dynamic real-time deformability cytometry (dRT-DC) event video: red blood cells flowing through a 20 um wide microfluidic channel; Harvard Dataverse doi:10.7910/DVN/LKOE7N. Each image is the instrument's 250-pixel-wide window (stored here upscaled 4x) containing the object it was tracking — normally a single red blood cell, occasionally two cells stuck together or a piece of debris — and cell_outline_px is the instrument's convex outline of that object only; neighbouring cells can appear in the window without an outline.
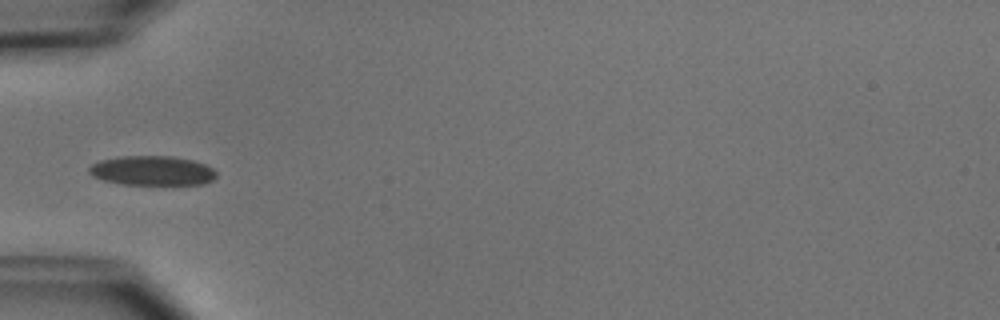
{"species": "common noctule bat (a hibernating species)", "species_latin": "Nyctalus noctula", "temperature_condition": "cold", "stored_images_in_passage": 4, "camera_frame_rate_fps": 3000, "um_per_image_px": 0.085, "animal": {"sex": "male", "body_mass_g": 15.6}, "frame": {"image": 1, "passage_image": 4, "time_ms": 4.333, "image_size_px": [1000, 320], "cell_outline_px": [[216, 176], [212, 180], [200, 184], [124, 184], [104, 180], [92, 176], [88, 172], [88, 168], [92, 164], [100, 160], [120, 156], [172, 156], [192, 160], [204, 164], [212, 168], [216, 172]], "centroid_in_image_um": [12.91, 14.49], "position_along_channel_um": 72.1, "area_um2": 21.73}}